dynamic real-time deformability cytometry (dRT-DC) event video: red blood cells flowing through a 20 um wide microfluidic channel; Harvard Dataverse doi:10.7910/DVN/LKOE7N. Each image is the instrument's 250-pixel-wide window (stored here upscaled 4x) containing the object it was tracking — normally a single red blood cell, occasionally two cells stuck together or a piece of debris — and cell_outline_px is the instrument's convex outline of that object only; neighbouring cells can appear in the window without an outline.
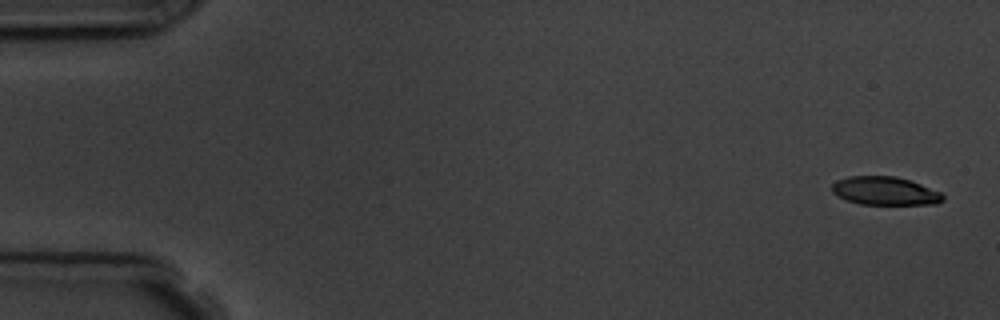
{"species": "common noctule bat (a hibernating species)", "species_latin": "Nyctalus noctula", "temperature_condition": "room temperature", "stored_images_in_passage": 6, "camera_frame_rate_fps": 3000, "um_per_image_px": 0.085, "animal": {"sex": "male", "body_mass_g": 19.5, "forearm_length_mm": 54.6}, "frame": {"image": 1, "passage_image": 1, "time_ms": 0.0, "image_size_px": [1000, 320], "cell_outline_px": [[944, 200], [936, 204], [860, 204], [848, 200], [832, 192], [832, 184], [836, 180], [848, 176], [896, 176], [912, 180], [940, 192], [944, 196]], "centroid_in_image_um": [75.24, 16.21], "position_along_channel_um": 9.8, "area_um2": 18.32}}
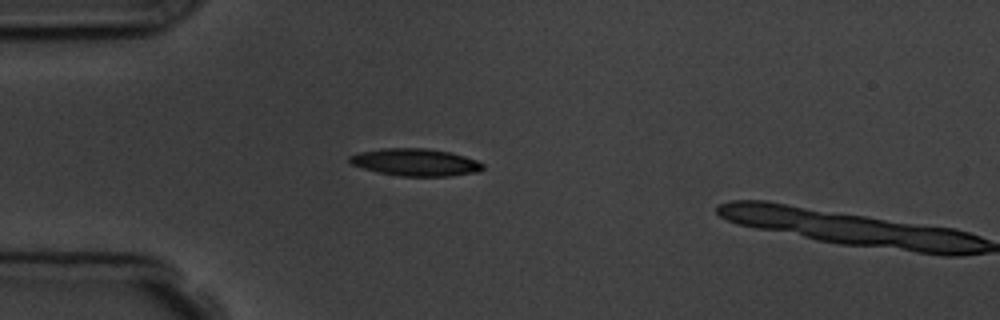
{"frame": {"image": 2, "passage_image": 5, "time_ms": 4.333, "image_size_px": [1000, 320], "cell_outline_px": [[484, 168], [480, 172], [448, 176], [400, 176], [380, 172], [364, 168], [352, 164], [348, 160], [348, 156], [360, 152], [384, 148], [424, 148], [448, 152], [464, 156], [476, 160], [484, 164]], "centroid_in_image_um": [35.34, 13.79], "position_along_channel_um": 49.7, "area_um2": 21.04}}